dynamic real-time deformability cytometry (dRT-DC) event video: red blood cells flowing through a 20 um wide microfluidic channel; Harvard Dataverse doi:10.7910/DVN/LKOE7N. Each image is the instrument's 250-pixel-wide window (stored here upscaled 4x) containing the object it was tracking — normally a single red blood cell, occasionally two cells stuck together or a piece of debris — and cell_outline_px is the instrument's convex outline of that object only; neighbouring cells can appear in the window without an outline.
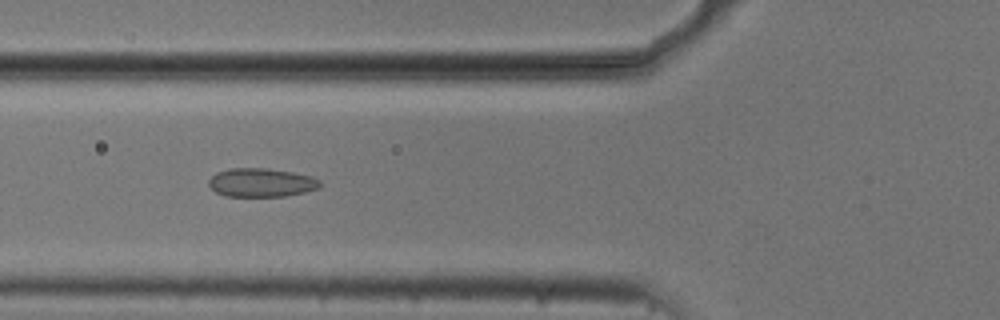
{"species": "common noctule bat (a hibernating species)", "species_latin": "Nyctalus noctula", "temperature_condition": "cold", "stored_images_in_passage": 50, "camera_frame_rate_fps": 3000, "um_per_image_px": 0.085, "animal": {"sex": "male", "body_mass_g": 20.5, "forearm_length_mm": 52.5}, "frame": {"image": 1, "passage_image": 16, "time_ms": 5.0, "image_size_px": [1000, 320], "cell_outline_px": [[320, 188], [304, 192], [284, 196], [224, 196], [216, 192], [208, 184], [208, 180], [216, 172], [228, 168], [268, 168], [292, 172], [312, 176], [320, 180]], "centroid_in_image_um": [22.2, 15.51], "position_along_channel_um": 103.6, "area_um2": 18.67}}
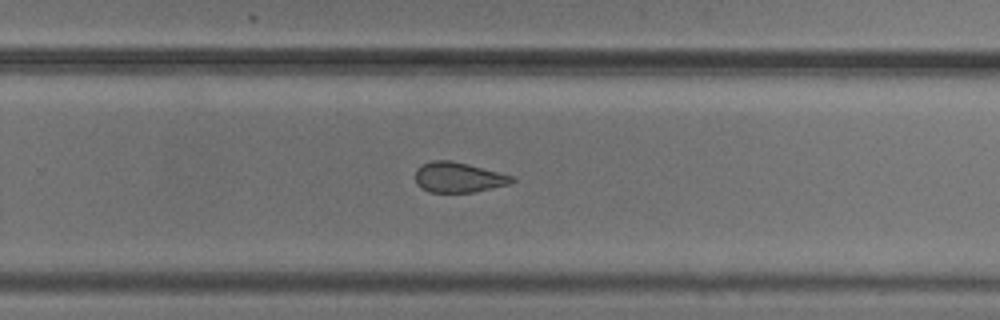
{"frame": {"image": 2, "passage_image": 31, "time_ms": 10.0, "image_size_px": [1000, 320], "cell_outline_px": [[516, 180], [512, 184], [472, 192], [428, 192], [420, 188], [416, 184], [416, 168], [432, 160], [448, 160], [468, 164], [516, 176]], "centroid_in_image_um": [39.0, 15.08], "position_along_channel_um": 290.8, "area_um2": 17.17}}
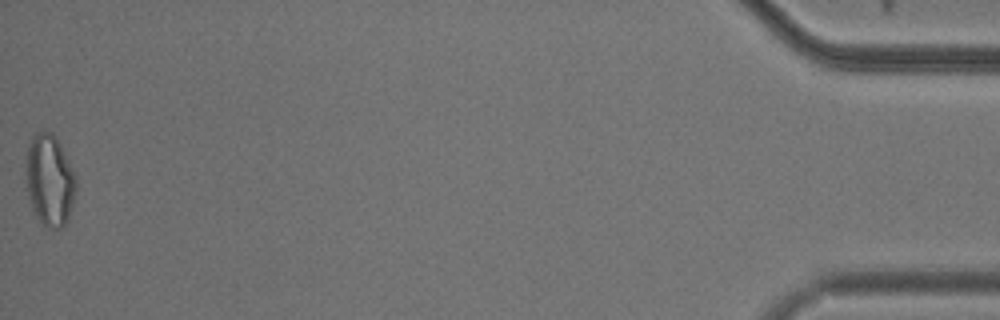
{"frame": {"image": 3, "passage_image": 50, "time_ms": 16.333, "image_size_px": [1000, 320], "cell_outline_px": [[76, 192], [68, 220], [60, 228], [48, 228], [40, 224], [32, 212], [24, 188], [28, 144], [32, 136], [36, 132], [52, 132], [56, 136], [76, 176]], "centroid_in_image_um": [4.18, 15.36], "position_along_channel_um": 431.0, "area_um2": 27.46}, "authors_computed_cell_mechanics": {"area_um2": 19.3341, "velocity_mm_per_s": 3.7374, "shape_relaxation_time_tau1_ms": null, "shape_relaxation_time_tau2_ms": 2.6496, "deformation_change_tau1": null, "deformation_change_tau2": 0.0769}}